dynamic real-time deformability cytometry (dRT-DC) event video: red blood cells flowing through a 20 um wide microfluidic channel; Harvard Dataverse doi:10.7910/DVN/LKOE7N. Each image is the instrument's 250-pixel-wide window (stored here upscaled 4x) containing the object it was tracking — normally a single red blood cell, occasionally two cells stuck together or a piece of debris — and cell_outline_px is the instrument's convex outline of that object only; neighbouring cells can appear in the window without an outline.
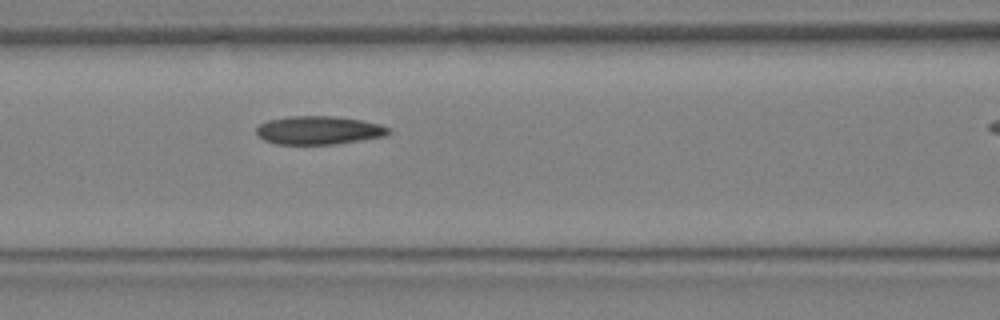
{"species": "Egyptian fruit bat (a non-hibernating species)", "species_latin": "Rousettus aegyptiacus", "temperature_condition": "warm", "stored_images_in_passage": 6, "segment_of_instrument_passage": [1, 2], "camera_frame_rate_fps": 3000, "um_per_image_px": 0.085, "animal": {"sex": "female"}, "frame": {"image": 1, "passage_image": 5, "time_ms": 1.333, "image_size_px": [1000, 320], "cell_outline_px": [[392, 132], [384, 136], [336, 144], [276, 144], [264, 140], [256, 136], [256, 128], [260, 124], [268, 120], [288, 116], [332, 116], [360, 120], [380, 124], [392, 128]], "centroid_in_image_um": [27.09, 11.07], "position_along_channel_um": 139.5, "area_um2": 21.96}}